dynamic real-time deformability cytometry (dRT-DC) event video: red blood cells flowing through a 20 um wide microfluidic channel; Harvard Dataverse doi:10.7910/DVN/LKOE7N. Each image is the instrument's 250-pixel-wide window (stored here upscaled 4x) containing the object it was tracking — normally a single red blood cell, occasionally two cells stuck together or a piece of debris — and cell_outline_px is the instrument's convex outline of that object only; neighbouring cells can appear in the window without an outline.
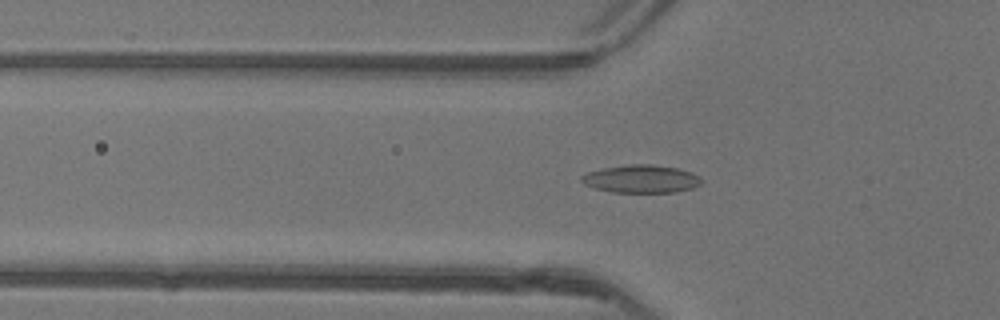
{"species": "common noctule bat (a hibernating species)", "species_latin": "Nyctalus noctula", "temperature_condition": "warm", "stored_images_in_passage": 48, "camera_frame_rate_fps": 3000, "um_per_image_px": 0.085, "animal": {"sex": "female"}, "frame": {"image": 1, "passage_image": 18, "time_ms": 5.667, "image_size_px": [1000, 320], "cell_outline_px": [[704, 180], [700, 184], [692, 188], [676, 192], [612, 192], [596, 188], [584, 184], [580, 180], [580, 176], [588, 172], [604, 168], [628, 164], [652, 164], [676, 168], [692, 172], [700, 176]], "centroid_in_image_um": [54.53, 15.2], "position_along_channel_um": 71.3, "area_um2": 19.54}}
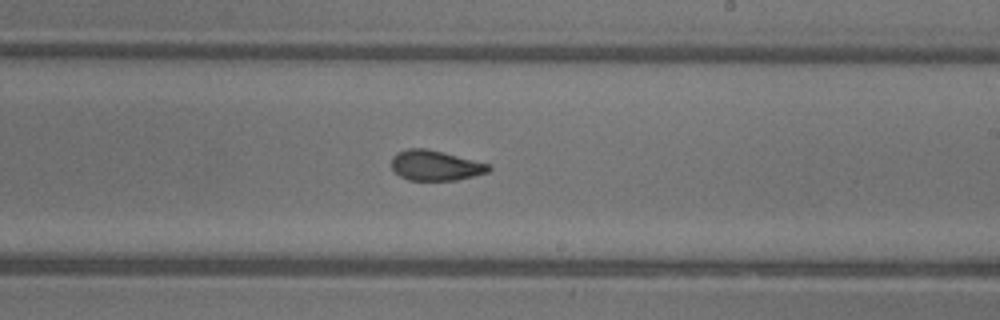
{"frame": {"image": 2, "passage_image": 31, "time_ms": 10.0, "image_size_px": [1000, 320], "cell_outline_px": [[492, 168], [488, 172], [456, 180], [408, 180], [400, 176], [392, 168], [392, 156], [396, 152], [408, 148], [428, 148], [492, 164]], "centroid_in_image_um": [37.02, 14.05], "position_along_channel_um": 252.0, "area_um2": 17.28}}
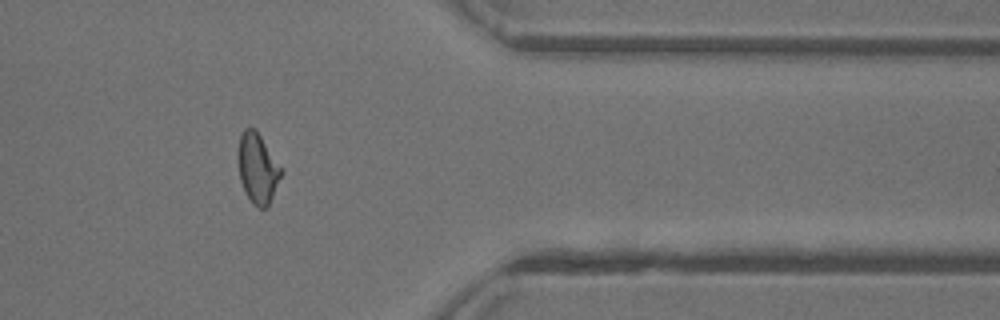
{"frame": {"image": 3, "passage_image": 42, "time_ms": 13.667, "image_size_px": [1000, 320], "cell_outline_px": [[284, 172], [268, 208], [260, 208], [252, 204], [244, 192], [240, 180], [236, 152], [240, 132], [244, 128], [256, 128]], "centroid_in_image_um": [21.88, 14.3], "position_along_channel_um": 389.5, "area_um2": 18.21}}